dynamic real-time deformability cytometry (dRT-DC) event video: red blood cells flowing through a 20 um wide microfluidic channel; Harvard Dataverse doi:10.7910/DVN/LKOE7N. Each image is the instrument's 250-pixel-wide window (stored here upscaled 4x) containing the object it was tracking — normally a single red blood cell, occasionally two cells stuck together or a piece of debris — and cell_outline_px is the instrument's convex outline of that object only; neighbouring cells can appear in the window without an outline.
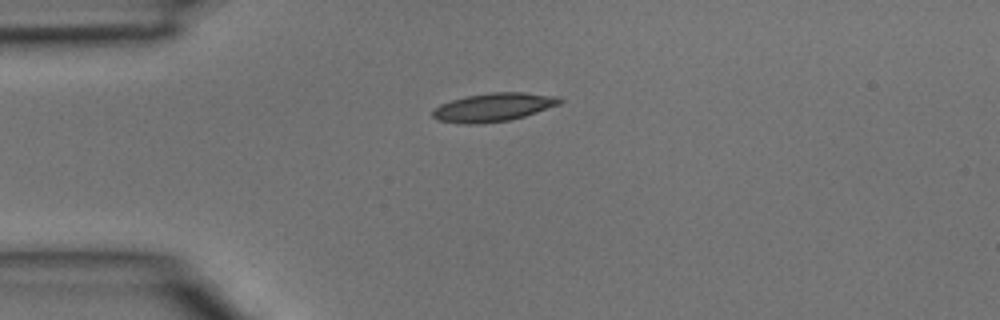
{"species": "common noctule bat (a hibernating species)", "species_latin": "Nyctalus noctula", "temperature_condition": "room temperature", "stored_images_in_passage": 3, "camera_frame_rate_fps": 3000, "um_per_image_px": 0.085, "animal": {"sex": "male", "body_mass_g": 15.6}, "frame": {"image": 1, "passage_image": 3, "time_ms": 0.667, "image_size_px": [1000, 320], "cell_outline_px": [[564, 100], [560, 104], [524, 116], [508, 120], [480, 124], [460, 124], [436, 120], [432, 116], [432, 108], [440, 104], [452, 100], [468, 96], [492, 92], [524, 92], [560, 96]], "centroid_in_image_um": [41.93, 9.12], "position_along_channel_um": 43.1, "area_um2": 21.21}}